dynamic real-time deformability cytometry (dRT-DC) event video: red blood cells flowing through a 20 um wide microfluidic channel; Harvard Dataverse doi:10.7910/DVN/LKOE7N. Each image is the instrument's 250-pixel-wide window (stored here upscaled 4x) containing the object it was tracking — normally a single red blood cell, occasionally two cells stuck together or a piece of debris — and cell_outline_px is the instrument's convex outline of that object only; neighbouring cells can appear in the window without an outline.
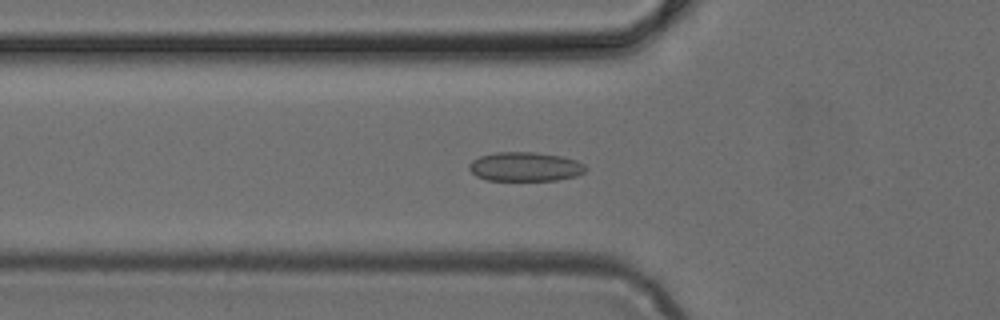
{"species": "common noctule bat (a hibernating species)", "species_latin": "Nyctalus noctula", "temperature_condition": "cold", "stored_images_in_passage": 49, "camera_frame_rate_fps": 3000, "um_per_image_px": 0.085, "animal": {"sex": "female", "body_mass_g": 24.6, "forearm_length_mm": 56.2}, "frame": {"image": 1, "passage_image": 17, "time_ms": 5.333, "image_size_px": [1000, 320], "cell_outline_px": [[588, 168], [584, 172], [576, 176], [556, 180], [484, 180], [476, 176], [468, 168], [468, 164], [472, 160], [480, 156], [496, 152], [532, 152], [560, 156], [576, 160], [584, 164]], "centroid_in_image_um": [44.62, 14.17], "position_along_channel_um": 81.2, "area_um2": 19.83}}
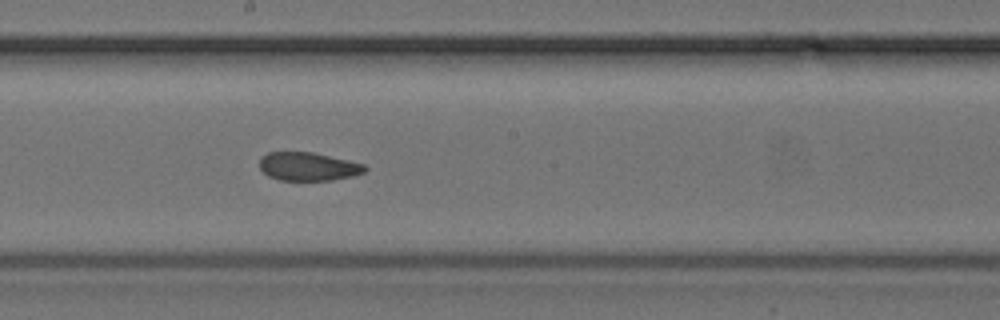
{"frame": {"image": 2, "passage_image": 27, "time_ms": 8.667, "image_size_px": [1000, 320], "cell_outline_px": [[368, 168], [364, 172], [352, 176], [332, 180], [280, 180], [268, 176], [260, 168], [260, 156], [268, 152], [312, 152], [348, 160], [364, 164]], "centroid_in_image_um": [26.18, 14.15], "position_along_channel_um": 222.0, "area_um2": 17.4}}
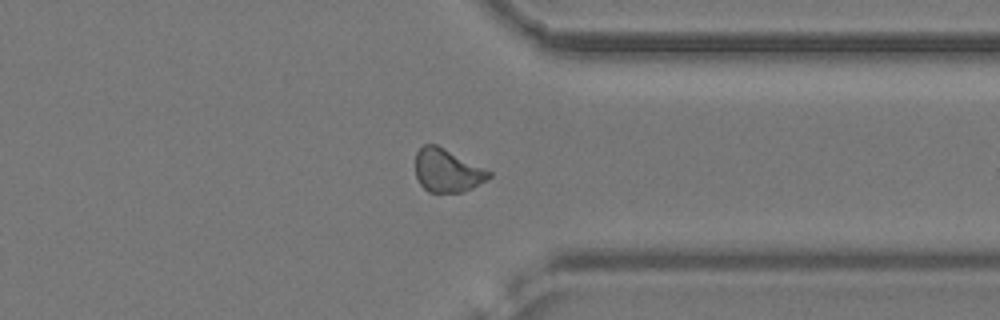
{"frame": {"image": 3, "passage_image": 38, "time_ms": 12.333, "image_size_px": [1000, 320], "cell_outline_px": [[492, 176], [472, 188], [460, 192], [428, 192], [420, 184], [416, 176], [416, 152], [424, 144], [436, 144], [492, 172]], "centroid_in_image_um": [38.0, 14.5], "position_along_channel_um": 373.4, "area_um2": 18.26}}